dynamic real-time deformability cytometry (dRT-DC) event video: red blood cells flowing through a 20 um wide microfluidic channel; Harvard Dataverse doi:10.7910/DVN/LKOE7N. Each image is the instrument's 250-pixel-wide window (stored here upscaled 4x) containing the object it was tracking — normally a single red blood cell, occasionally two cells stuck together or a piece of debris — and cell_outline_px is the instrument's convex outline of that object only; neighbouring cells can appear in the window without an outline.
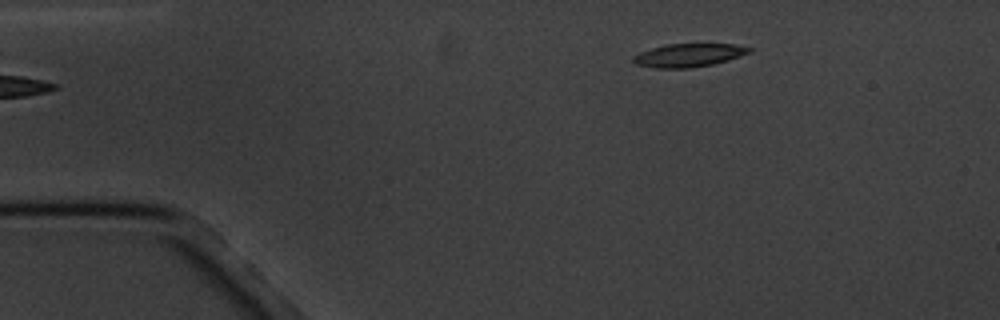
{"species": "common noctule bat (a hibernating species)", "species_latin": "Nyctalus noctula", "temperature_condition": "cold", "stored_images_in_passage": 2, "camera_frame_rate_fps": 3000, "um_per_image_px": 0.085, "animal": {"sex": "male", "body_mass_g": 20.1, "forearm_length_mm": 53.5}, "frame": {"image": 1, "passage_image": 2, "time_ms": 1.0, "image_size_px": [1000, 320], "cell_outline_px": [[752, 52], [728, 60], [712, 64], [692, 68], [652, 68], [636, 64], [632, 60], [632, 56], [640, 52], [664, 44], [736, 44], [752, 48]], "centroid_in_image_um": [58.53, 4.69], "position_along_channel_um": 26.5, "area_um2": 15.84}}